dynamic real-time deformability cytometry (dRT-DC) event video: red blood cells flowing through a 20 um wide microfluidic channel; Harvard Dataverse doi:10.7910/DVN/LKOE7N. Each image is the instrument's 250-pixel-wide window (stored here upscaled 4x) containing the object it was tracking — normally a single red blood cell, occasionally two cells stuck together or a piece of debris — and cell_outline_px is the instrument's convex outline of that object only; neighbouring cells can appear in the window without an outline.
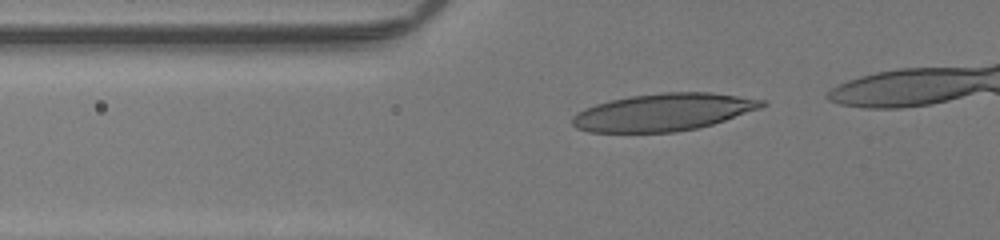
{"species": "human", "species_latin": "Homo sapiens", "temperature_condition": "room temperature", "stored_images_in_passage": 43, "camera_frame_rate_fps": 3000, "um_per_image_px": 0.085, "donor": {"sex": "male"}, "frame": {"image": 1, "passage_image": 15, "time_ms": 4.667, "image_size_px": [1000, 240], "cell_outline_px": [[768, 104], [760, 108], [712, 124], [696, 128], [676, 132], [588, 132], [576, 128], [572, 124], [572, 116], [576, 112], [596, 104], [612, 100], [632, 96], [664, 92], [712, 92], [768, 100]], "centroid_in_image_um": [56.4, 9.53], "position_along_channel_um": 69.4, "area_um2": 41.21}}
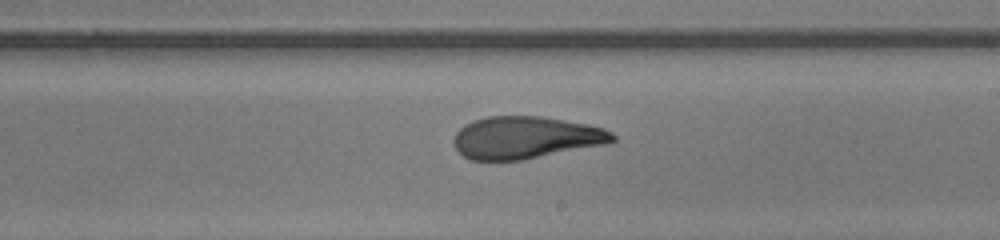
{"frame": {"image": 2, "passage_image": 29, "time_ms": 9.333, "image_size_px": [1000, 240], "cell_outline_px": [[616, 140], [604, 144], [520, 160], [472, 160], [464, 156], [456, 148], [452, 140], [456, 132], [464, 124], [472, 120], [488, 116], [540, 116], [588, 124], [604, 128], [612, 132], [616, 136]], "centroid_in_image_um": [44.66, 11.68], "position_along_channel_um": 244.3, "area_um2": 38.96}}
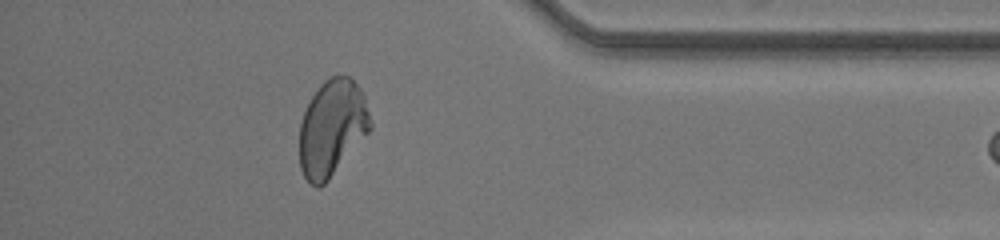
{"frame": {"image": 3, "passage_image": 42, "time_ms": 13.667, "image_size_px": [1000, 240], "cell_outline_px": [[372, 128], [328, 180], [320, 188], [316, 188], [304, 176], [300, 168], [300, 124], [304, 112], [312, 96], [320, 84], [324, 80], [332, 76], [348, 76], [360, 88], [364, 96], [372, 124]], "centroid_in_image_um": [28.22, 10.88], "position_along_channel_um": 407.0, "area_um2": 39.36}}